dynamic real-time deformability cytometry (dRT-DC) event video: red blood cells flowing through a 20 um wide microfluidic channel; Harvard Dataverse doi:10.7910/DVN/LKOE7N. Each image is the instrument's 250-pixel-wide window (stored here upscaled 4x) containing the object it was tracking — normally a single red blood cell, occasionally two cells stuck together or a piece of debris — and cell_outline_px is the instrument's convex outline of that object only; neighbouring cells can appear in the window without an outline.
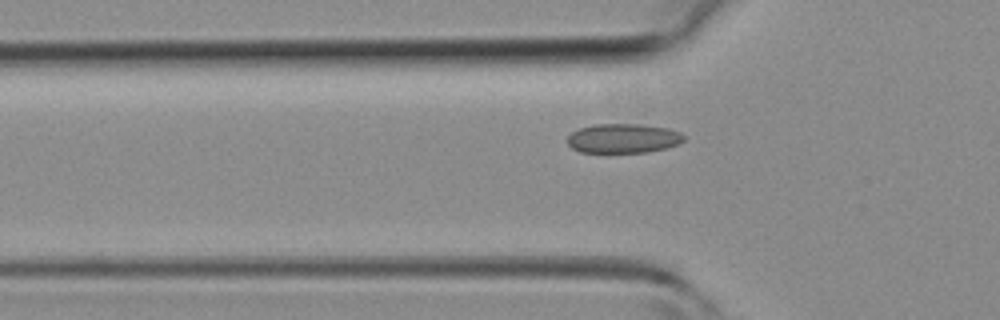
{"species": "common noctule bat (a hibernating species)", "species_latin": "Nyctalus noctula", "temperature_condition": "room temperature", "stored_images_in_passage": 27, "camera_frame_rate_fps": 3000, "um_per_image_px": 0.085, "animal": {"sex": "female", "body_mass_g": 19.3, "forearm_length_mm": 54.1}, "frame": {"image": 1, "passage_image": 2, "time_ms": 0.333, "image_size_px": [1000, 320], "cell_outline_px": [[684, 140], [668, 148], [648, 152], [580, 152], [572, 148], [568, 144], [568, 136], [572, 132], [580, 128], [596, 124], [636, 124], [668, 128], [680, 132], [684, 136]], "centroid_in_image_um": [52.97, 11.76], "position_along_channel_um": 72.8, "area_um2": 19.83}}
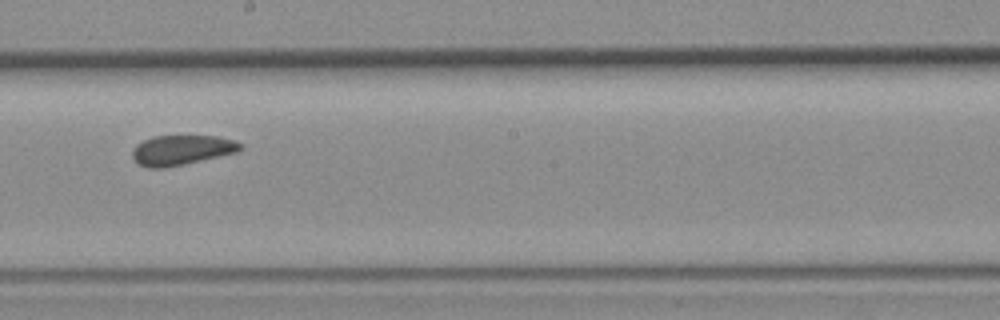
{"frame": {"image": 2, "passage_image": 12, "time_ms": 3.667, "image_size_px": [1000, 320], "cell_outline_px": [[244, 148], [236, 152], [184, 164], [164, 168], [148, 168], [136, 164], [132, 156], [132, 148], [136, 144], [152, 136], [220, 136], [244, 144]], "centroid_in_image_um": [15.4, 12.75], "position_along_channel_um": 232.8, "area_um2": 18.96}}
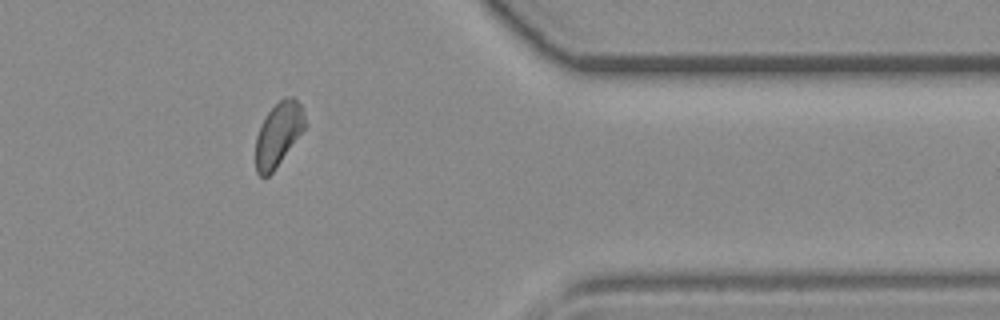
{"frame": {"image": 3, "passage_image": 23, "time_ms": 7.333, "image_size_px": [1000, 320], "cell_outline_px": [[308, 124], [276, 168], [268, 176], [260, 176], [256, 172], [256, 136], [260, 124], [268, 112], [284, 96], [292, 96], [300, 104], [304, 112]], "centroid_in_image_um": [23.68, 11.39], "position_along_channel_um": 387.7, "area_um2": 18.44}}